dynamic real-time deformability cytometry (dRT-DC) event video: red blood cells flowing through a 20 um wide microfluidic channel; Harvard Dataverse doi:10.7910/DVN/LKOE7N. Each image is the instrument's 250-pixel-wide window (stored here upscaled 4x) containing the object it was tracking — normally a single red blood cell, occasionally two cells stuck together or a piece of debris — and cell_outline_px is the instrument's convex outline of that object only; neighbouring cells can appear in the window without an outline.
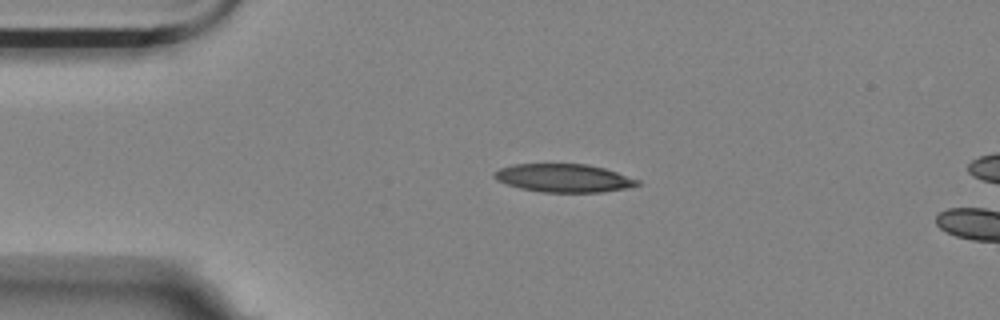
{"species": "Egyptian fruit bat (a non-hibernating species)", "species_latin": "Rousettus aegyptiacus", "temperature_condition": "room temperature", "stored_images_in_passage": 2, "camera_frame_rate_fps": 3000, "um_per_image_px": 0.085, "animal": {"sex": "female"}, "frame": {"image": 1, "passage_image": 1, "time_ms": 0.0, "image_size_px": [1000, 320], "cell_outline_px": [[640, 184], [628, 188], [600, 192], [544, 192], [520, 188], [496, 180], [492, 176], [492, 172], [500, 168], [512, 164], [588, 164], [604, 168], [640, 180]], "centroid_in_image_um": [47.9, 15.13], "position_along_channel_um": 37.1, "area_um2": 23.52}}